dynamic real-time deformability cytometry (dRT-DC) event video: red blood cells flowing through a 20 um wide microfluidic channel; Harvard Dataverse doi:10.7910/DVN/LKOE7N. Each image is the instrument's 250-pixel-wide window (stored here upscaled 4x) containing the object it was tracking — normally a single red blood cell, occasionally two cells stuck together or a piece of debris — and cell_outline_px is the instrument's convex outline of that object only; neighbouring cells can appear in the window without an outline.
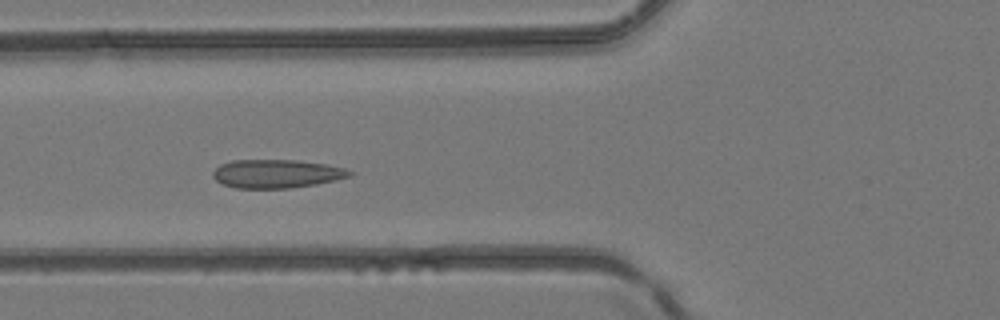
{"species": "common noctule bat (a hibernating species)", "species_latin": "Nyctalus noctula", "temperature_condition": "room temperature", "stored_images_in_passage": 5, "camera_frame_rate_fps": 3000, "um_per_image_px": 0.085, "animal": {"sex": "female", "body_mass_g": 24.6, "forearm_length_mm": 56.2}, "frame": {"image": 1, "passage_image": 4, "time_ms": 1.0, "image_size_px": [1000, 320], "cell_outline_px": [[356, 172], [352, 176], [336, 180], [316, 184], [288, 188], [236, 188], [224, 184], [216, 180], [212, 176], [212, 172], [220, 164], [232, 160], [296, 160], [324, 164], [344, 168]], "centroid_in_image_um": [23.52, 14.76], "position_along_channel_um": 102.3, "area_um2": 22.72}}
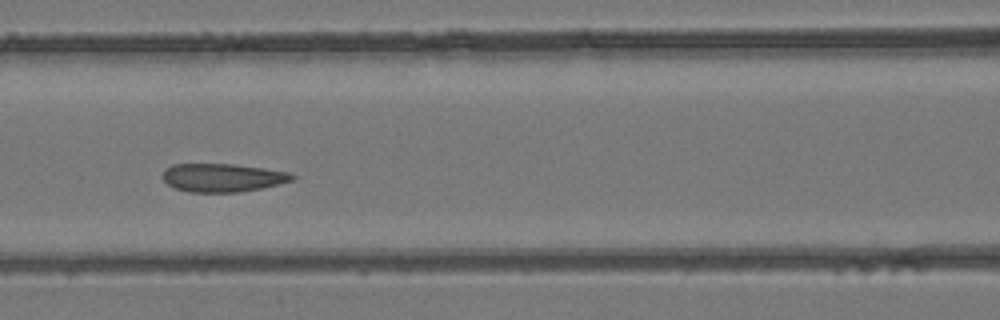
{"frame": {"image": 2, "passage_image": 5, "time_ms": 1.333, "image_size_px": [1000, 320], "cell_outline_px": [[296, 176], [292, 180], [260, 188], [240, 192], [188, 192], [176, 188], [168, 184], [164, 180], [164, 168], [172, 164], [232, 164], [264, 168], [288, 172]], "centroid_in_image_um": [18.89, 15.09], "position_along_channel_um": 147.7, "area_um2": 21.15}}